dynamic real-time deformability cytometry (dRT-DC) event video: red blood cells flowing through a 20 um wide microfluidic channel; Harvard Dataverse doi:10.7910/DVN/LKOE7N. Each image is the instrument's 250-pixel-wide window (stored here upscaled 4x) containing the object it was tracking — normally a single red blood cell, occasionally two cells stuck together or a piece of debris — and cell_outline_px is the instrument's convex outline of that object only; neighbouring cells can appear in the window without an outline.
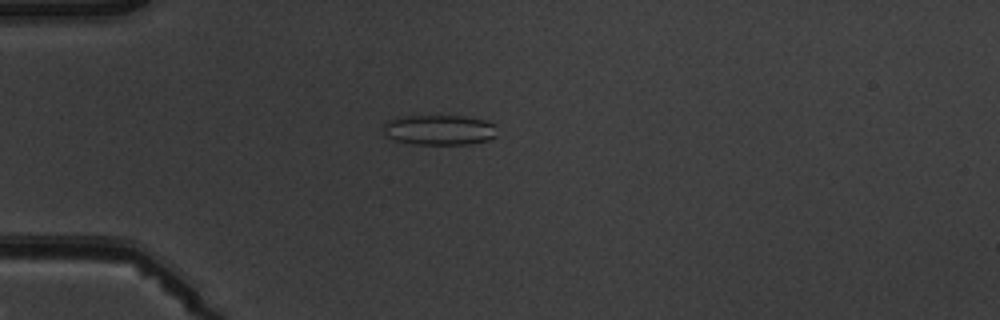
{"species": "common noctule bat (a hibernating species)", "species_latin": "Nyctalus noctula", "temperature_condition": "warm", "stored_images_in_passage": 5, "camera_frame_rate_fps": 3000, "um_per_image_px": 0.085, "animal": {"sex": "male", "body_mass_g": 19.5, "forearm_length_mm": 54.6}, "frame": {"image": 1, "passage_image": 4, "time_ms": 3.667, "image_size_px": [1000, 320], "cell_outline_px": [[496, 136], [488, 140], [468, 144], [416, 144], [396, 140], [388, 136], [384, 132], [384, 124], [388, 120], [408, 116], [464, 116], [484, 120], [492, 124]], "centroid_in_image_um": [37.34, 11.04], "position_along_channel_um": 47.7, "area_um2": 19.59}}